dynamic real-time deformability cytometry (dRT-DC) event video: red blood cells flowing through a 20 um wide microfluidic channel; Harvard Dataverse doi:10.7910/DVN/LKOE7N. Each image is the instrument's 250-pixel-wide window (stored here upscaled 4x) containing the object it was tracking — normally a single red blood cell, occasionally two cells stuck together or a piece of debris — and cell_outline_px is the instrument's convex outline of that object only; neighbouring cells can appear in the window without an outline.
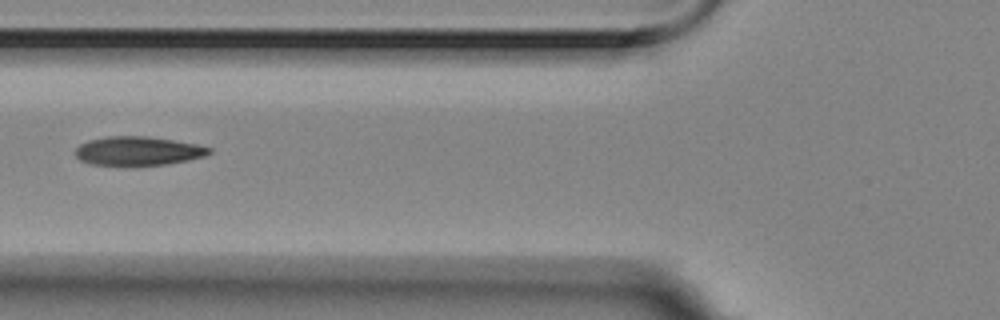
{"species": "Egyptian fruit bat (a non-hibernating species)", "species_latin": "Rousettus aegyptiacus", "temperature_condition": "room temperature", "stored_images_in_passage": 2, "camera_frame_rate_fps": 3000, "um_per_image_px": 0.085, "animal": {"sex": "female"}, "frame": {"image": 1, "passage_image": 2, "time_ms": 0.333, "image_size_px": [1000, 320], "cell_outline_px": [[212, 152], [204, 156], [188, 160], [164, 164], [124, 168], [88, 164], [80, 160], [76, 156], [76, 148], [80, 144], [88, 140], [108, 136], [148, 136], [196, 144], [212, 148]], "centroid_in_image_um": [11.68, 12.87], "position_along_channel_um": 114.1, "area_um2": 23.24}}